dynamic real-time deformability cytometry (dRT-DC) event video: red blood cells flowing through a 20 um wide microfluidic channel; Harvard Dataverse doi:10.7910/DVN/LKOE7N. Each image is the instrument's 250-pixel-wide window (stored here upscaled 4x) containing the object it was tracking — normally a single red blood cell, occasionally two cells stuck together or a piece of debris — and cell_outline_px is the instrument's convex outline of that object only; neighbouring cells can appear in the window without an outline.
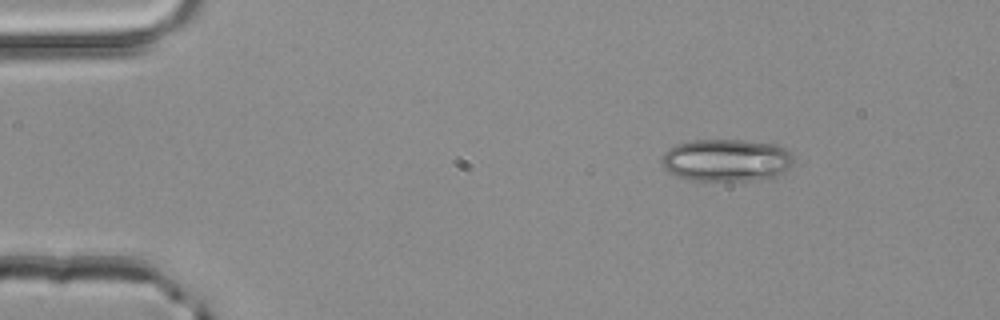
{"species": "common noctule bat (a hibernating species)", "species_latin": "Nyctalus noctula", "temperature_condition": "room temperature", "stored_images_in_passage": 2, "camera_frame_rate_fps": 3000, "um_per_image_px": 0.085, "animal": {"sex": "male", "body_mass_g": 20.4}, "frame": {"image": 1, "passage_image": 1, "time_ms": 0.0, "image_size_px": [1000, 320], "cell_outline_px": [[792, 168], [776, 176], [756, 180], [692, 180], [676, 176], [664, 168], [660, 164], [660, 160], [664, 152], [668, 148], [676, 144], [692, 140], [744, 140], [776, 144], [784, 148], [792, 156]], "centroid_in_image_um": [61.72, 13.61], "position_along_channel_um": 23.3, "area_um2": 32.77}}